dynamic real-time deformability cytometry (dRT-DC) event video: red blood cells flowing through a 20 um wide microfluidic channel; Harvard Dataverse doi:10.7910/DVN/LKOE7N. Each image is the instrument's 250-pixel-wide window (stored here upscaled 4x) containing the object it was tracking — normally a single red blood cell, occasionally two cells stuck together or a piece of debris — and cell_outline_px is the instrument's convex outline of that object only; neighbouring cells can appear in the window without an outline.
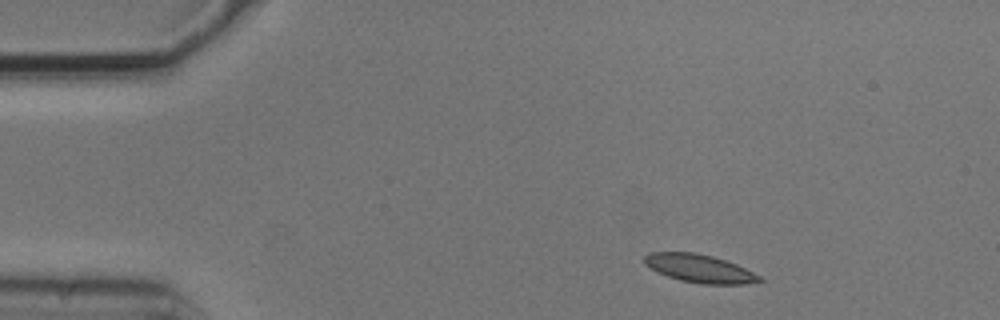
{"species": "common noctule bat (a hibernating species)", "species_latin": "Nyctalus noctula", "temperature_condition": "cold", "stored_images_in_passage": 3, "camera_frame_rate_fps": 3000, "um_per_image_px": 0.085, "animal": {"sex": "male", "body_mass_g": 20.5, "forearm_length_mm": 52.5}, "frame": {"image": 1, "passage_image": 1, "time_ms": 0.0, "image_size_px": [1000, 320], "cell_outline_px": [[764, 280], [744, 284], [700, 284], [680, 280], [668, 276], [644, 264], [644, 256], [648, 252], [696, 252], [712, 256], [736, 264], [760, 276]], "centroid_in_image_um": [59.45, 22.81], "position_along_channel_um": 25.6, "area_um2": 18.67}}
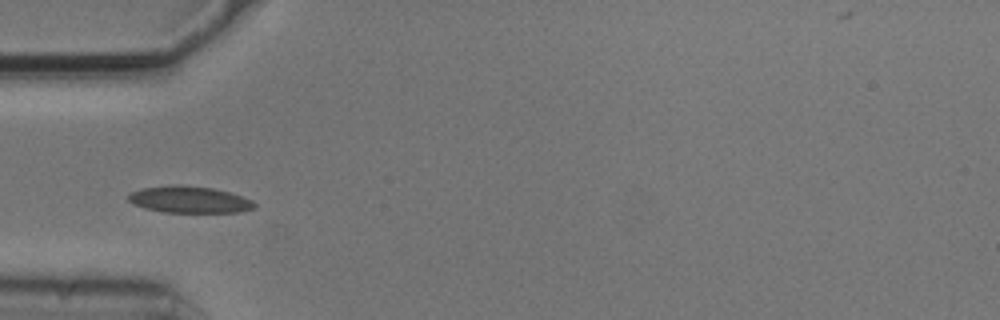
{"frame": {"image": 2, "passage_image": 3, "time_ms": 0.667, "image_size_px": [1000, 320], "cell_outline_px": [[256, 208], [240, 212], [164, 212], [144, 208], [128, 200], [128, 196], [132, 192], [144, 188], [168, 184], [184, 184], [212, 188], [228, 192], [252, 200], [256, 204]], "centroid_in_image_um": [16.11, 16.95], "position_along_channel_um": 68.9, "area_um2": 19.59}}